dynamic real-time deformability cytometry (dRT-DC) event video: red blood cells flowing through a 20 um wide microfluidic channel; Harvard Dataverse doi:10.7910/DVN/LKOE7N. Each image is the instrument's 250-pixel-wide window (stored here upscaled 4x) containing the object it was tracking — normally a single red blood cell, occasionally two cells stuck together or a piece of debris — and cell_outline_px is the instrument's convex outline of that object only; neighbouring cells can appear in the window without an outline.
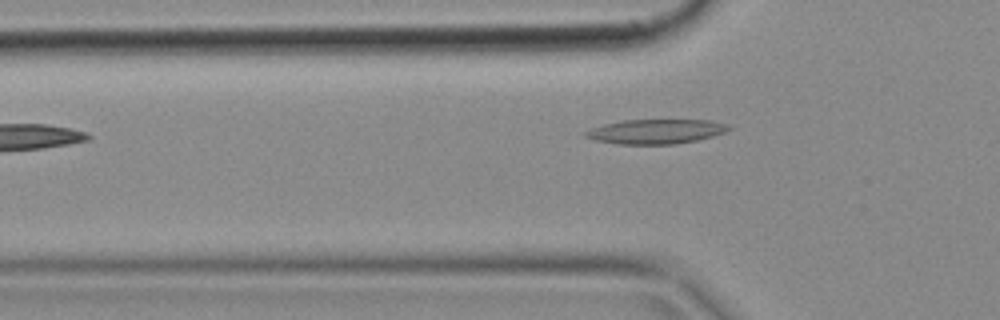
{"species": "common noctule bat (a hibernating species)", "species_latin": "Nyctalus noctula", "temperature_condition": "cold", "stored_images_in_passage": 32, "camera_frame_rate_fps": 3000, "um_per_image_px": 0.085, "animal": {"sex": "female", "body_mass_g": 18.4}, "frame": {"image": 1, "passage_image": 2, "time_ms": 0.333, "image_size_px": [1000, 320], "cell_outline_px": [[732, 128], [724, 132], [712, 136], [696, 140], [672, 144], [620, 144], [596, 140], [584, 136], [584, 132], [592, 128], [604, 124], [624, 120], [712, 120], [728, 124]], "centroid_in_image_um": [55.77, 11.17], "position_along_channel_um": 70.0, "area_um2": 20.29}}
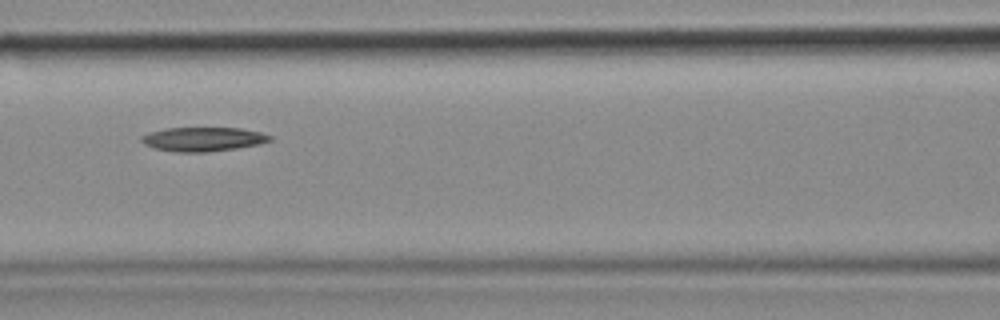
{"frame": {"image": 2, "passage_image": 8, "time_ms": 2.333, "image_size_px": [1000, 320], "cell_outline_px": [[272, 140], [256, 144], [236, 148], [204, 152], [176, 152], [156, 148], [144, 144], [140, 140], [140, 136], [164, 128], [240, 128], [260, 132], [272, 136]], "centroid_in_image_um": [17.24, 11.82], "position_along_channel_um": 149.4, "area_um2": 17.8}}
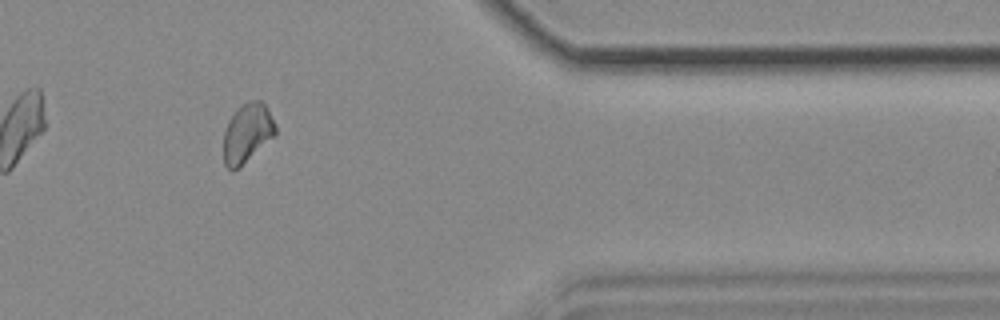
{"frame": {"image": 3, "passage_image": 28, "time_ms": 9.0, "image_size_px": [1000, 320], "cell_outline_px": [[276, 136], [240, 168], [232, 172], [224, 164], [224, 132], [228, 120], [236, 108], [248, 100], [260, 100], [268, 108], [276, 124]], "centroid_in_image_um": [21.03, 11.32], "position_along_channel_um": 390.4, "area_um2": 18.44}}